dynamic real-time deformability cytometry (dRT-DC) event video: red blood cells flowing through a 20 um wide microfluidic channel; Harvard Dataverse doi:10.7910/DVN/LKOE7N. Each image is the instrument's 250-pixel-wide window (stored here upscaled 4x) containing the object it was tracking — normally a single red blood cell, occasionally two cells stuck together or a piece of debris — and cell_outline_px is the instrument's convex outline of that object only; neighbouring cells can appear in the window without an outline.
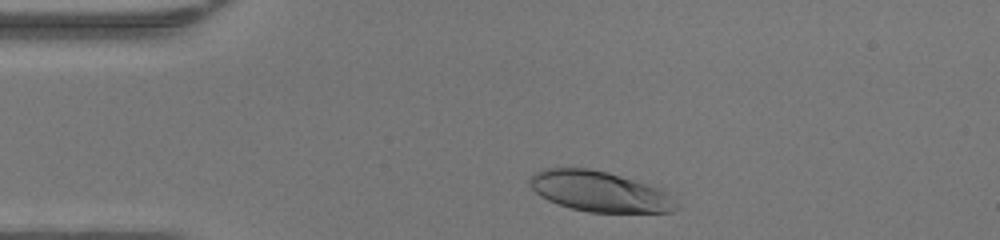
{"species": "human", "species_latin": "Homo sapiens", "temperature_condition": "warm", "stored_images_in_passage": 32, "camera_frame_rate_fps": 3000, "um_per_image_px": 0.085, "donor": {"sex": "female"}, "frame": {"image": 1, "passage_image": 3, "time_ms": 0.667, "image_size_px": [1000, 240], "cell_outline_px": [[680, 208], [672, 212], [588, 212], [572, 208], [548, 200], [540, 196], [528, 184], [528, 176], [544, 168], [588, 168], [608, 172], [660, 188], [680, 204]], "centroid_in_image_um": [50.96, 16.27], "position_along_channel_um": 34.0, "area_um2": 34.56}}
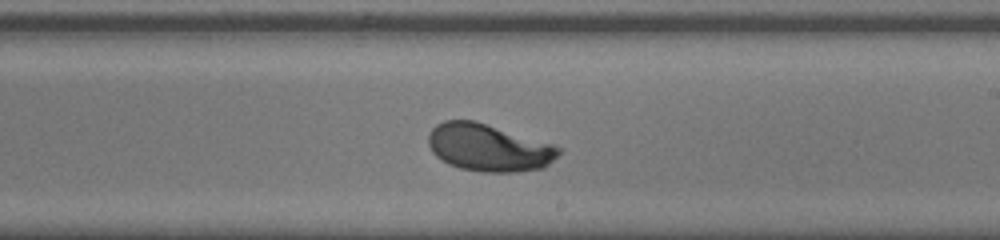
{"frame": {"image": 2, "passage_image": 21, "time_ms": 6.667, "image_size_px": [1000, 240], "cell_outline_px": [[564, 148], [544, 168], [516, 172], [480, 172], [460, 168], [448, 164], [436, 156], [432, 152], [428, 144], [428, 136], [432, 128], [436, 124], [444, 120], [476, 120], [552, 144]], "centroid_in_image_um": [41.52, 12.55], "position_along_channel_um": 247.5, "area_um2": 36.13}}
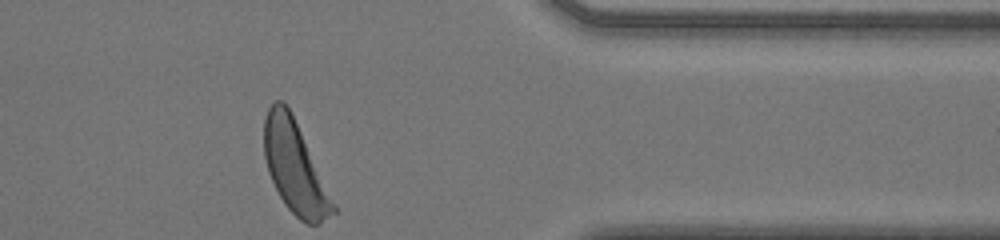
{"frame": {"image": 3, "passage_image": 32, "time_ms": 10.333, "image_size_px": [1000, 240], "cell_outline_px": [[336, 212], [320, 224], [308, 224], [300, 220], [284, 204], [268, 172], [264, 156], [264, 120], [268, 108], [276, 100], [284, 100], [292, 112], [336, 204]], "centroid_in_image_um": [25.07, 14.22], "position_along_channel_um": 386.3, "area_um2": 36.99}, "authors_computed_cell_mechanics": {"area_um2": 35.9805, "velocity_mm_per_s": 4.2981, "shape_relaxation_time_tau1_ms": 2.0843, "shape_relaxation_time_tau2_ms": null, "deformation_change_tau1": 0.165, "deformation_change_tau2": null}}